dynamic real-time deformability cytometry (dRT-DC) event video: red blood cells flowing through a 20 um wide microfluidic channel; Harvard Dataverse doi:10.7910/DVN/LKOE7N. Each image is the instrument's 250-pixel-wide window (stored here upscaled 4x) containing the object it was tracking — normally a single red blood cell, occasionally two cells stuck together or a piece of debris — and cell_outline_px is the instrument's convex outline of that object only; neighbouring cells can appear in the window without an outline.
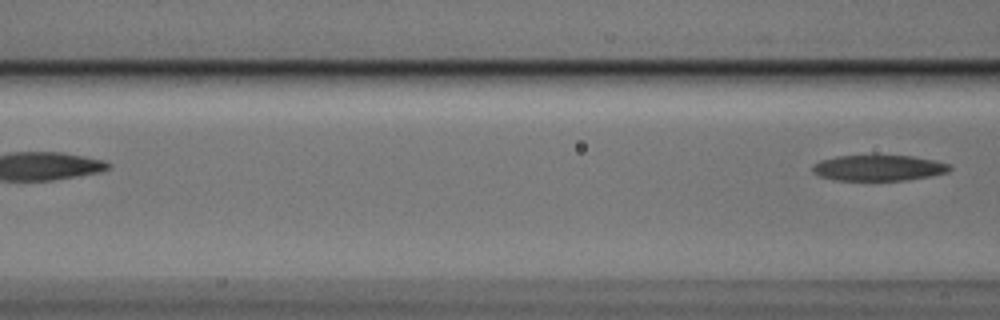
{"species": "Egyptian fruit bat (a non-hibernating species)", "species_latin": "Rousettus aegyptiacus", "temperature_condition": "cold", "stored_images_in_passage": 4, "camera_frame_rate_fps": 3000, "um_per_image_px": 0.085, "animal": {"sex": "male"}, "frame": {"image": 1, "passage_image": 4, "time_ms": 1.0, "image_size_px": [1000, 320], "cell_outline_px": [[952, 168], [948, 172], [932, 176], [904, 180], [836, 180], [820, 176], [812, 172], [812, 164], [820, 160], [836, 156], [912, 156], [936, 160], [952, 164]], "centroid_in_image_um": [74.71, 14.27], "position_along_channel_um": 91.9, "area_um2": 20.69}}